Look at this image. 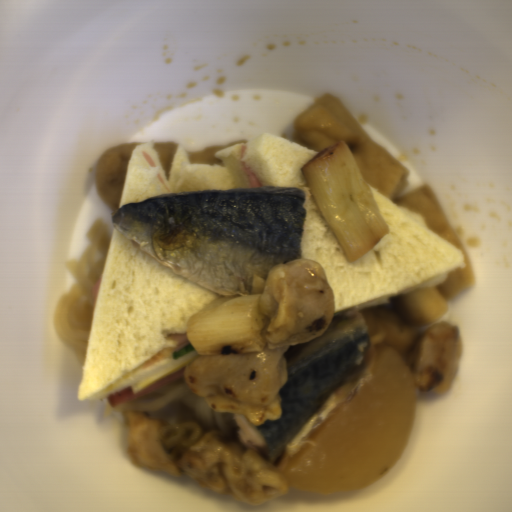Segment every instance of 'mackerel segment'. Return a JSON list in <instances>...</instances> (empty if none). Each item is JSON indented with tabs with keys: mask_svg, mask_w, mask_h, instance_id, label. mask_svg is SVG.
Here are the masks:
<instances>
[{
	"mask_svg": "<svg viewBox=\"0 0 512 512\" xmlns=\"http://www.w3.org/2000/svg\"><path fill=\"white\" fill-rule=\"evenodd\" d=\"M304 191L195 190L129 202L112 225L182 278L222 295L262 293L277 263L302 260Z\"/></svg>",
	"mask_w": 512,
	"mask_h": 512,
	"instance_id": "obj_1",
	"label": "mackerel segment"
},
{
	"mask_svg": "<svg viewBox=\"0 0 512 512\" xmlns=\"http://www.w3.org/2000/svg\"><path fill=\"white\" fill-rule=\"evenodd\" d=\"M371 355L364 314L349 311L333 317L327 330L308 343L289 345L283 353L288 381L279 392L282 415L262 425L244 414L212 411L216 430L242 452L252 449L279 467L301 451L313 432L357 390Z\"/></svg>",
	"mask_w": 512,
	"mask_h": 512,
	"instance_id": "obj_2",
	"label": "mackerel segment"
}]
</instances>
